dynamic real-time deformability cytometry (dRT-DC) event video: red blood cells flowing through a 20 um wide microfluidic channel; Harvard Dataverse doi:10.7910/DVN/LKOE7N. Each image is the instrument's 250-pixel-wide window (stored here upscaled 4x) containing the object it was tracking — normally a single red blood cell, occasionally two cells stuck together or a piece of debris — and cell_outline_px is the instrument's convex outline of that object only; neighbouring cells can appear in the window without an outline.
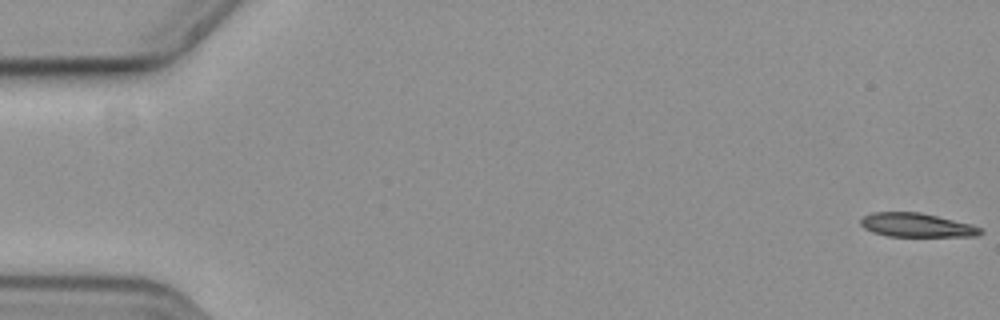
{"species": "common noctule bat (a hibernating species)", "species_latin": "Nyctalus noctula", "temperature_condition": "cold", "stored_images_in_passage": 57, "camera_frame_rate_fps": 3000, "um_per_image_px": 0.085, "animal": {"sex": "female", "body_mass_g": 19.3, "forearm_length_mm": 54.1}, "frame": {"image": 1, "passage_image": 1, "time_ms": 0.0, "image_size_px": [1000, 320], "cell_outline_px": [[984, 232], [980, 236], [888, 236], [872, 232], [864, 228], [860, 224], [860, 220], [864, 216], [872, 212], [920, 212], [972, 224], [980, 228]], "centroid_in_image_um": [77.92, 19.13], "position_along_channel_um": 7.1, "area_um2": 16.7}}
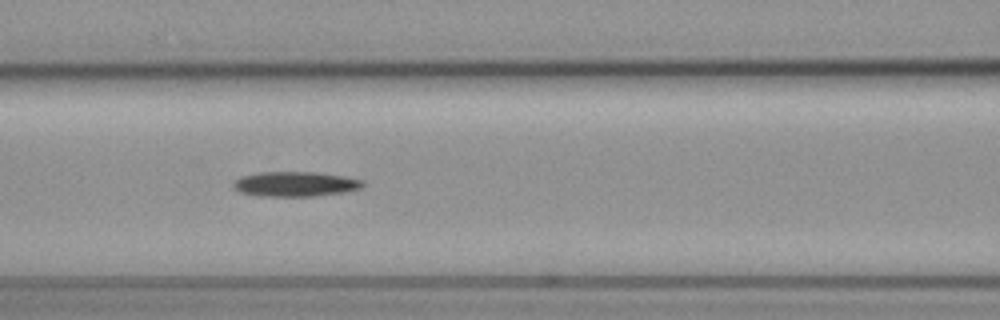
{"frame": {"image": 2, "passage_image": 25, "time_ms": 8.0, "image_size_px": [1000, 320], "cell_outline_px": [[364, 184], [360, 188], [344, 192], [316, 196], [256, 196], [240, 192], [232, 184], [236, 180], [244, 176], [260, 172], [312, 172], [344, 176], [364, 180]], "centroid_in_image_um": [25.12, 15.65], "position_along_channel_um": 141.5, "area_um2": 18.61}}
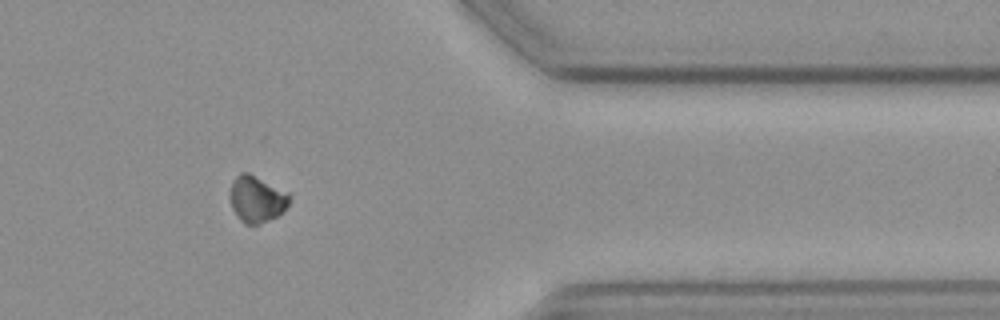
{"frame": {"image": 3, "passage_image": 47, "time_ms": 15.333, "image_size_px": [1000, 320], "cell_outline_px": [[292, 196], [284, 212], [260, 224], [244, 224], [236, 216], [232, 208], [228, 196], [232, 180], [240, 172], [248, 172], [288, 192]], "centroid_in_image_um": [21.8, 16.92], "position_along_channel_um": 389.6, "area_um2": 16.42}, "authors_computed_cell_mechanics": {"area_um2": 17.9758, "velocity_mm_per_s": 3.6728, "shape_relaxation_time_tau1_ms": 4.1208, "shape_relaxation_time_tau2_ms": null, "deformation_change_tau1": 0.0649, "deformation_change_tau2": null}}